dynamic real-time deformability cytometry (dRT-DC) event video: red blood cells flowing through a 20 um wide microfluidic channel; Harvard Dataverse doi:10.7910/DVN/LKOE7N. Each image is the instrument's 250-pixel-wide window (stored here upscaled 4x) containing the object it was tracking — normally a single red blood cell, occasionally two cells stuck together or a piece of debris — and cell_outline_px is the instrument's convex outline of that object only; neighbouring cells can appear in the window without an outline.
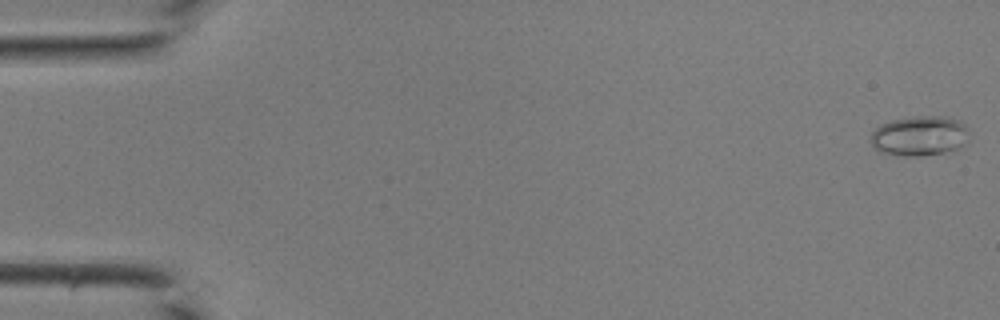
{"species": "common noctule bat (a hibernating species)", "species_latin": "Nyctalus noctula", "temperature_condition": "room temperature", "stored_images_in_passage": 42, "camera_frame_rate_fps": 3000, "um_per_image_px": 0.085, "animal": {"sex": "male", "body_mass_g": 19.0, "forearm_length_mm": 50.8}, "frame": {"image": 1, "passage_image": 1, "time_ms": 0.0, "image_size_px": [1000, 320], "cell_outline_px": [[968, 128], [964, 144], [956, 148], [944, 152], [920, 156], [904, 156], [880, 152], [868, 140], [872, 132], [880, 124], [892, 120], [916, 116], [944, 116], [960, 120]], "centroid_in_image_um": [78.12, 11.54], "position_along_channel_um": 6.9, "area_um2": 22.83}}
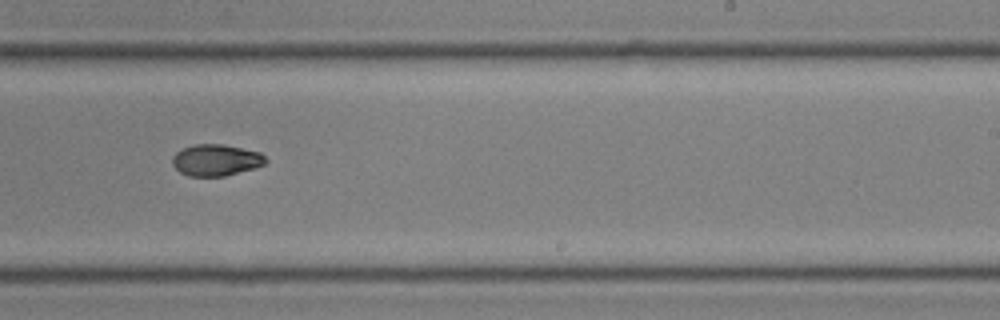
{"frame": {"image": 2, "passage_image": 27, "time_ms": 8.667, "image_size_px": [1000, 320], "cell_outline_px": [[268, 160], [264, 164], [256, 168], [224, 176], [188, 176], [180, 172], [172, 164], [172, 156], [176, 152], [192, 144], [224, 144], [260, 152]], "centroid_in_image_um": [18.36, 13.6], "position_along_channel_um": 270.6, "area_um2": 17.22}}
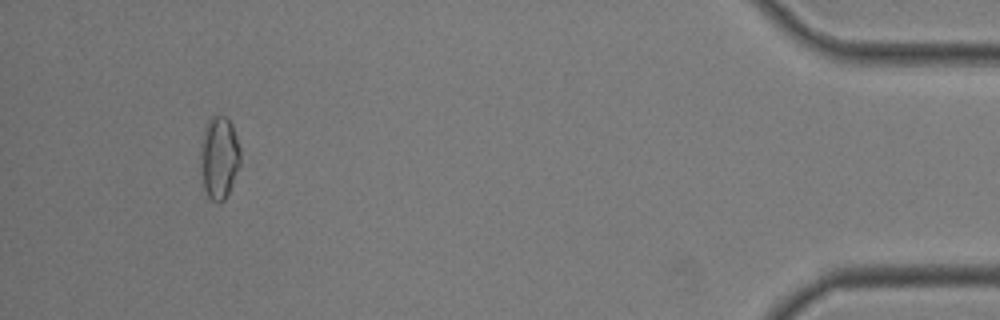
{"frame": {"image": 3, "passage_image": 40, "time_ms": 13.0, "image_size_px": [1000, 320], "cell_outline_px": [[240, 164], [232, 184], [224, 200], [212, 200], [208, 196], [204, 188], [200, 172], [200, 144], [208, 120], [212, 116], [224, 116], [232, 124], [240, 144]], "centroid_in_image_um": [18.62, 13.37], "position_along_channel_um": 416.6, "area_um2": 19.19}}